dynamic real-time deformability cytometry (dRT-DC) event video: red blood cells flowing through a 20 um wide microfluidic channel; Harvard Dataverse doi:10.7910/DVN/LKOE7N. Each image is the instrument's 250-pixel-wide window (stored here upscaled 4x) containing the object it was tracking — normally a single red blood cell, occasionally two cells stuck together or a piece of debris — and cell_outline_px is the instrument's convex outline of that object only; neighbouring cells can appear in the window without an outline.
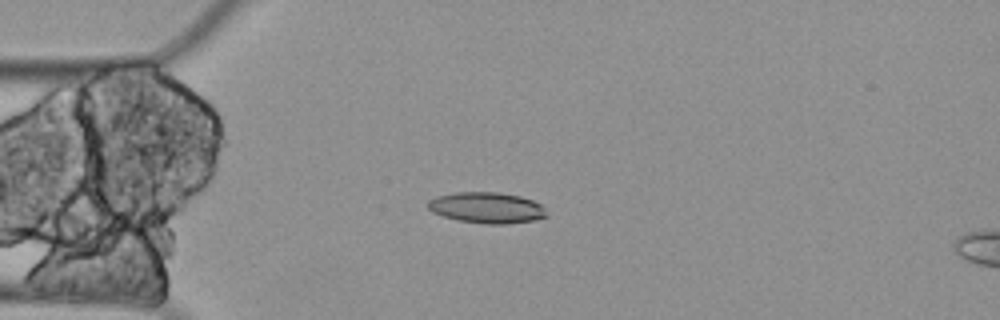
{"species": "Egyptian fruit bat (a non-hibernating species)", "species_latin": "Rousettus aegyptiacus", "temperature_condition": "cold", "stored_images_in_passage": 7, "camera_frame_rate_fps": 3000, "um_per_image_px": 0.085, "animal": {"sex": "female"}, "frame": {"image": 1, "passage_image": 4, "time_ms": 1.0, "image_size_px": [1000, 320], "cell_outline_px": [[548, 216], [536, 220], [508, 224], [484, 224], [456, 220], [432, 212], [428, 208], [428, 200], [436, 196], [456, 192], [500, 192], [520, 196], [532, 200], [540, 204], [544, 208]], "centroid_in_image_um": [41.38, 17.66], "position_along_channel_um": 43.6, "area_um2": 21.62}}
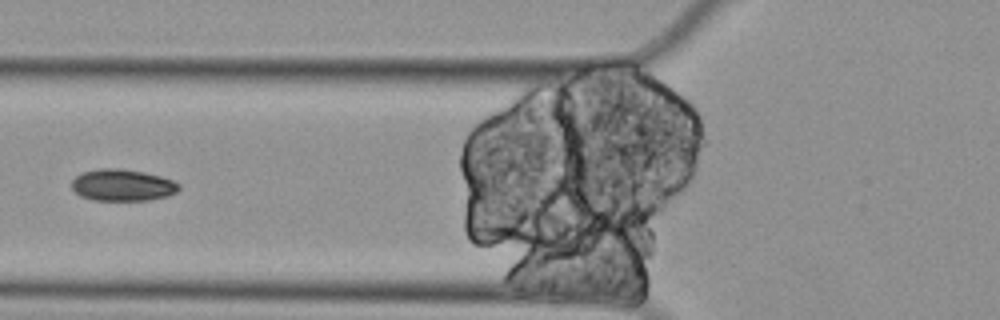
{"frame": {"image": 2, "passage_image": 6, "time_ms": 1.667, "image_size_px": [1000, 320], "cell_outline_px": [[180, 188], [176, 192], [168, 196], [148, 200], [92, 200], [80, 196], [72, 188], [72, 180], [76, 176], [84, 172], [100, 168], [120, 168], [144, 172], [160, 176], [172, 180], [180, 184]], "centroid_in_image_um": [10.42, 15.73], "position_along_channel_um": 115.4, "area_um2": 19.83}}
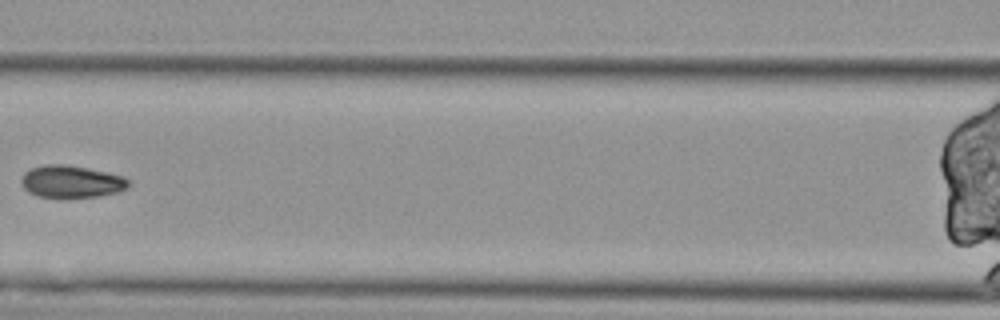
{"frame": {"image": 3, "passage_image": 7, "time_ms": 2.0, "image_size_px": [1000, 320], "cell_outline_px": [[128, 184], [124, 188], [116, 192], [96, 196], [36, 196], [28, 192], [24, 188], [20, 180], [24, 172], [32, 168], [44, 164], [64, 164], [88, 168], [124, 176], [128, 180]], "centroid_in_image_um": [6.01, 15.4], "position_along_channel_um": 160.6, "area_um2": 19.71}}